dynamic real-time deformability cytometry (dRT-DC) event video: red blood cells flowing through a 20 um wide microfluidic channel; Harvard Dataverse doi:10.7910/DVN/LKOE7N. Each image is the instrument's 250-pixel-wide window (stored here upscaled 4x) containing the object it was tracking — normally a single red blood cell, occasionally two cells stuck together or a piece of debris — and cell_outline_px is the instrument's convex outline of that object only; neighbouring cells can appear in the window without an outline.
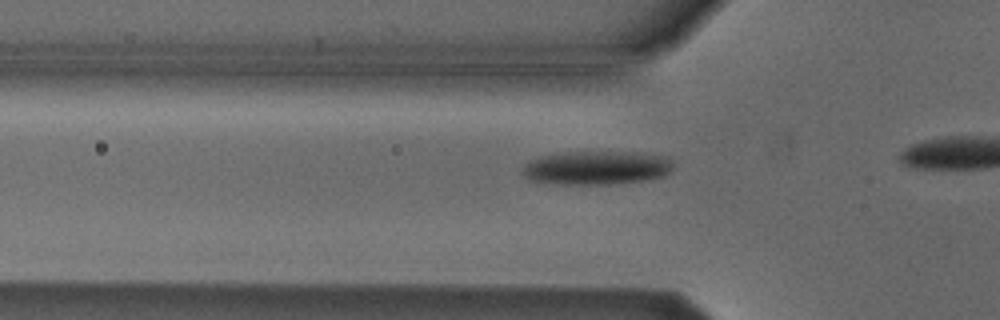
{"species": "Egyptian fruit bat (a non-hibernating species)", "species_latin": "Rousettus aegyptiacus", "temperature_condition": "cold", "stored_images_in_passage": 11, "camera_frame_rate_fps": 3000, "um_per_image_px": 0.085, "animal": {"sex": "male"}, "frame": {"image": 1, "passage_image": 5, "time_ms": 1.333, "image_size_px": [1000, 320], "cell_outline_px": [[672, 168], [664, 176], [640, 180], [608, 184], [556, 184], [528, 180], [524, 176], [524, 164], [528, 160], [540, 156], [568, 152], [636, 152], [668, 156], [672, 160]], "centroid_in_image_um": [50.69, 14.25], "position_along_channel_um": 75.1, "area_um2": 29.59}}
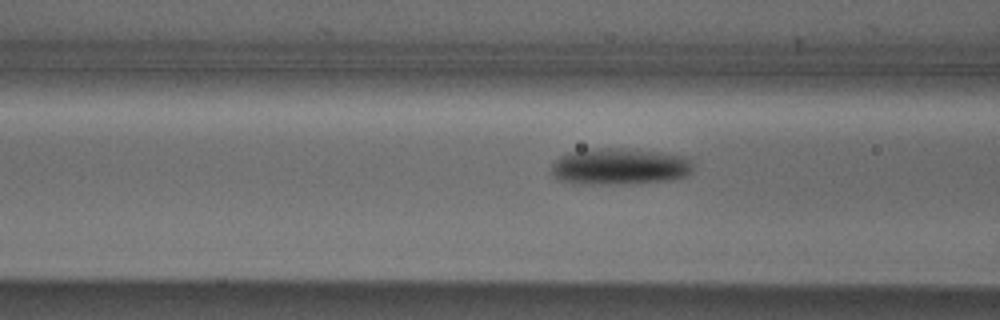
{"frame": {"image": 2, "passage_image": 8, "time_ms": 2.333, "image_size_px": [1000, 320], "cell_outline_px": [[692, 168], [684, 176], [672, 180], [600, 184], [584, 184], [560, 180], [552, 172], [552, 164], [560, 156], [568, 152], [600, 148], [624, 148], [660, 152], [684, 156], [692, 160]], "centroid_in_image_um": [52.66, 14.13], "position_along_channel_um": 113.9, "area_um2": 29.71}}